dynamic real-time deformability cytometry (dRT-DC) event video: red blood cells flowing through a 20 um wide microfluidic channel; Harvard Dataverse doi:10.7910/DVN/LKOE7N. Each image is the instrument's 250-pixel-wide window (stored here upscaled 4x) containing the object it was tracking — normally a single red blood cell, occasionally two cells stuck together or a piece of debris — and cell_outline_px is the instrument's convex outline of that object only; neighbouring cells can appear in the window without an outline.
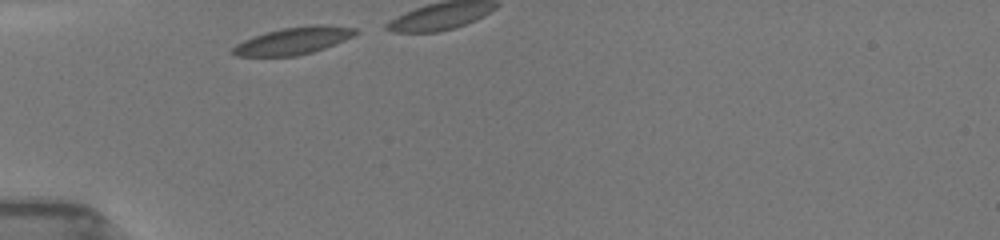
{"species": "common noctule bat (a hibernating species)", "species_latin": "Nyctalus noctula", "temperature_condition": "room temperature", "stored_images_in_passage": 2, "camera_frame_rate_fps": 3000, "um_per_image_px": 0.085, "animal": {"sex": "female", "body_mass_g": 19.5, "forearm_length_mm": 54.1}, "frame": {"image": 1, "passage_image": 1, "time_ms": 0.0, "image_size_px": [1000, 240], "cell_outline_px": [[360, 32], [344, 40], [324, 48], [312, 52], [296, 56], [236, 56], [232, 52], [232, 48], [236, 44], [244, 40], [264, 32], [284, 28], [308, 24], [328, 24], [356, 28]], "centroid_in_image_um": [24.96, 3.44], "position_along_channel_um": 60.0, "area_um2": 19.54}}